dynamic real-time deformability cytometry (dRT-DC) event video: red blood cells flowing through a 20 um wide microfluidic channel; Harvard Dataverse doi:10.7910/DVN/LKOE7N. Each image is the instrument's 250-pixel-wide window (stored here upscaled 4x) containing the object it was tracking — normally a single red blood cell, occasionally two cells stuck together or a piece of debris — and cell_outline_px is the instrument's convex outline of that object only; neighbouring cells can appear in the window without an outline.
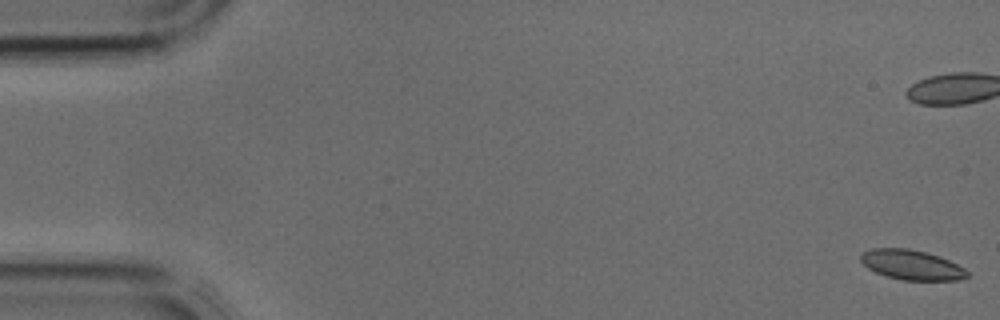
{"species": "common noctule bat (a hibernating species)", "species_latin": "Nyctalus noctula", "temperature_condition": "cold", "stored_images_in_passage": 5, "camera_frame_rate_fps": 3000, "um_per_image_px": 0.085, "animal": {"sex": "male", "body_mass_g": 17.9, "forearm_length_mm": 54.2}, "frame": {"image": 1, "passage_image": 1, "time_ms": 0.0, "image_size_px": [1000, 320], "cell_outline_px": [[968, 276], [956, 280], [904, 280], [888, 276], [876, 272], [868, 268], [860, 260], [860, 256], [864, 252], [872, 248], [908, 248], [940, 256], [964, 268], [968, 272]], "centroid_in_image_um": [77.48, 22.51], "position_along_channel_um": 7.5, "area_um2": 18.26}}